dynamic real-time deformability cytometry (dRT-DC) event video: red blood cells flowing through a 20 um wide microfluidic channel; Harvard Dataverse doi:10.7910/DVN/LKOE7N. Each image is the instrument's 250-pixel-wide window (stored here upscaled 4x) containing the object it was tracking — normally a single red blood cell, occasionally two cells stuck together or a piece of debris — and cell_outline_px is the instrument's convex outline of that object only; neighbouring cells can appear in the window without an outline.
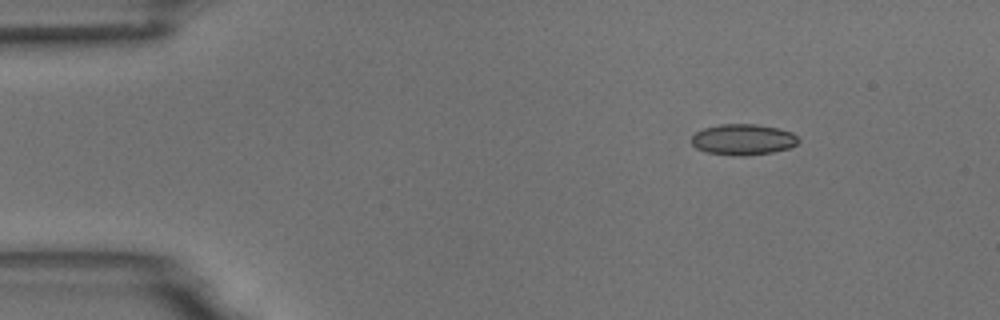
{"species": "common noctule bat (a hibernating species)", "species_latin": "Nyctalus noctula", "temperature_condition": "room temperature", "stored_images_in_passage": 4, "camera_frame_rate_fps": 3000, "um_per_image_px": 0.085, "animal": {"sex": "male", "body_mass_g": 18.8}, "frame": {"image": 1, "passage_image": 2, "time_ms": 1.0, "image_size_px": [1000, 320], "cell_outline_px": [[800, 140], [796, 144], [788, 148], [772, 152], [744, 156], [740, 156], [708, 152], [696, 148], [692, 144], [692, 136], [696, 132], [704, 128], [720, 124], [756, 124], [780, 128], [792, 132]], "centroid_in_image_um": [63.17, 11.85], "position_along_channel_um": 21.8, "area_um2": 19.19}}